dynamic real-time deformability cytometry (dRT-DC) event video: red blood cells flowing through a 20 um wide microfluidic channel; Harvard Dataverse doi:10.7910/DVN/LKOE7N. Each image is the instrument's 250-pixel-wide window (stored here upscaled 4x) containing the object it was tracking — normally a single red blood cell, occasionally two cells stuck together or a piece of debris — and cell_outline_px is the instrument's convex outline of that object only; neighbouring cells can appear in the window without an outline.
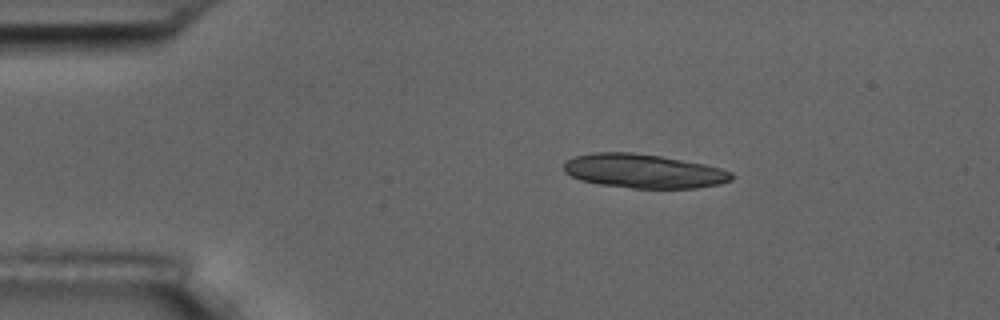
{"species": "common noctule bat (a hibernating species)", "species_latin": "Nyctalus noctula", "temperature_condition": "room temperature", "stored_images_in_passage": 5, "camera_frame_rate_fps": 3000, "um_per_image_px": 0.085, "animal": {"sex": "male", "body_mass_g": 17.5, "forearm_length_mm": 52.3}, "frame": {"image": 1, "passage_image": 2, "time_ms": 1.333, "image_size_px": [1000, 320], "cell_outline_px": [[736, 176], [732, 180], [720, 184], [696, 188], [632, 188], [600, 184], [580, 180], [564, 172], [564, 164], [568, 160], [576, 156], [592, 152], [632, 152], [660, 156], [704, 164], [720, 168], [732, 172]], "centroid_in_image_um": [54.73, 14.54], "position_along_channel_um": 30.3, "area_um2": 33.23}}